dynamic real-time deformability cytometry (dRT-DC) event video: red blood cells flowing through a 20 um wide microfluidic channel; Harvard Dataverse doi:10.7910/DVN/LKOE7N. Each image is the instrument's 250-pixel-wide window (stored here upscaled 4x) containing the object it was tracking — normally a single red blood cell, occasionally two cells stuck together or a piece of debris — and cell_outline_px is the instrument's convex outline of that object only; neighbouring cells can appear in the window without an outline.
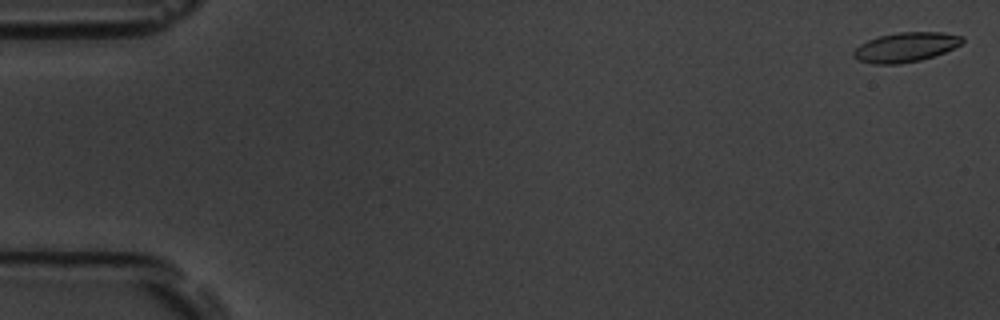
{"species": "common noctule bat (a hibernating species)", "species_latin": "Nyctalus noctula", "temperature_condition": "room temperature", "stored_images_in_passage": 6, "camera_frame_rate_fps": 3000, "um_per_image_px": 0.085, "animal": {"sex": "male", "body_mass_g": 19.5, "forearm_length_mm": 54.6}, "frame": {"image": 1, "passage_image": 1, "time_ms": 0.0, "image_size_px": [1000, 320], "cell_outline_px": [[964, 40], [960, 44], [944, 52], [920, 60], [900, 64], [872, 64], [860, 60], [852, 56], [852, 52], [860, 44], [868, 40], [880, 36], [896, 32], [944, 32], [964, 36]], "centroid_in_image_um": [76.97, 4.0], "position_along_channel_um": 8.0, "area_um2": 18.67}}
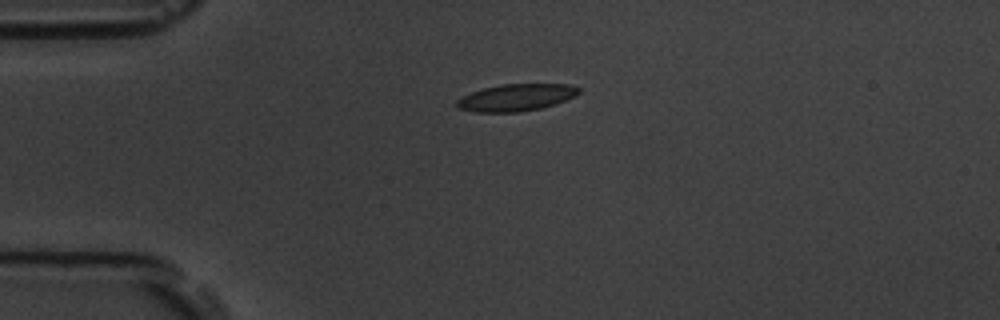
{"frame": {"image": 2, "passage_image": 4, "time_ms": 4.333, "image_size_px": [1000, 320], "cell_outline_px": [[580, 92], [576, 96], [556, 104], [540, 108], [516, 112], [476, 112], [456, 108], [456, 100], [460, 96], [484, 88], [504, 84], [572, 84], [580, 88]], "centroid_in_image_um": [43.88, 8.28], "position_along_channel_um": 41.1, "area_um2": 19.31}}
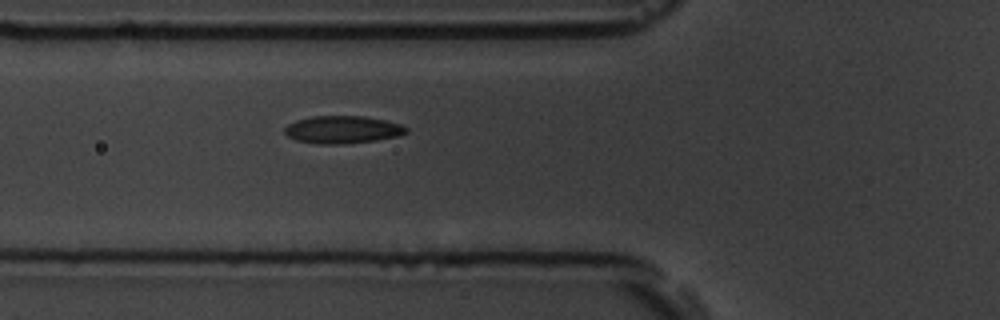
{"frame": {"image": 3, "passage_image": 6, "time_ms": 6.667, "image_size_px": [1000, 320], "cell_outline_px": [[408, 132], [400, 136], [376, 140], [340, 144], [320, 144], [296, 140], [288, 136], [284, 132], [284, 128], [288, 124], [296, 120], [312, 116], [364, 116], [384, 120], [400, 124], [408, 128]], "centroid_in_image_um": [29.12, 11.01], "position_along_channel_um": 96.7, "area_um2": 19.54}}